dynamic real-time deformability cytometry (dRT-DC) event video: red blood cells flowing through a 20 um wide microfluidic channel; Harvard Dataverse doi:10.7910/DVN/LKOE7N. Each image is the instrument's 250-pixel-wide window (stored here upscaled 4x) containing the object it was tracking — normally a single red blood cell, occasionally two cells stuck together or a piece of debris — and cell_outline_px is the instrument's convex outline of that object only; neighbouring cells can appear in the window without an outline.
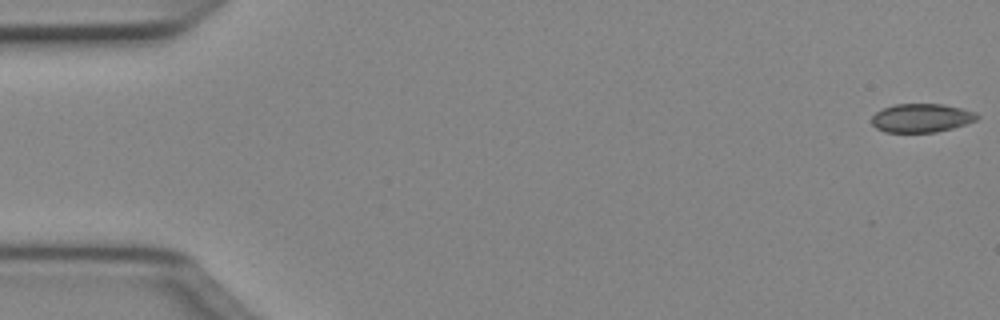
{"species": "Egyptian fruit bat (a non-hibernating species)", "species_latin": "Rousettus aegyptiacus", "temperature_condition": "cold", "stored_images_in_passage": 46, "camera_frame_rate_fps": 3000, "um_per_image_px": 0.085, "animal": {"sex": "female"}, "frame": {"image": 1, "passage_image": 1, "time_ms": 0.0, "image_size_px": [1000, 320], "cell_outline_px": [[980, 116], [976, 120], [952, 128], [936, 132], [884, 132], [876, 128], [872, 124], [872, 116], [876, 112], [884, 108], [896, 104], [944, 104], [976, 112]], "centroid_in_image_um": [78.32, 10.03], "position_along_channel_um": 6.7, "area_um2": 17.51}}
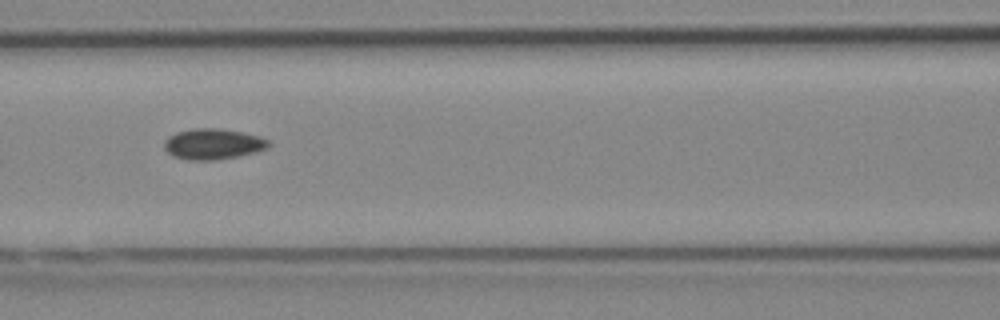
{"frame": {"image": 2, "passage_image": 22, "time_ms": 7.0, "image_size_px": [1000, 320], "cell_outline_px": [[272, 144], [268, 148], [256, 152], [216, 160], [188, 160], [172, 156], [164, 148], [164, 140], [168, 136], [176, 132], [192, 128], [220, 128], [260, 136], [268, 140]], "centroid_in_image_um": [18.09, 12.24], "position_along_channel_um": 148.5, "area_um2": 18.84}}
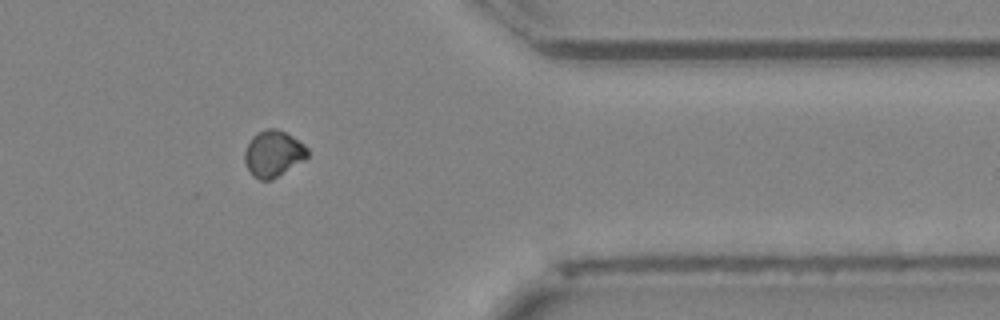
{"frame": {"image": 3, "passage_image": 41, "time_ms": 13.333, "image_size_px": [1000, 320], "cell_outline_px": [[308, 156], [304, 160], [272, 180], [260, 180], [252, 176], [244, 160], [244, 152], [252, 136], [256, 132], [268, 128], [276, 128], [292, 136], [304, 144], [308, 148]], "centroid_in_image_um": [23.22, 13.06], "position_along_channel_um": 388.2, "area_um2": 16.99}}